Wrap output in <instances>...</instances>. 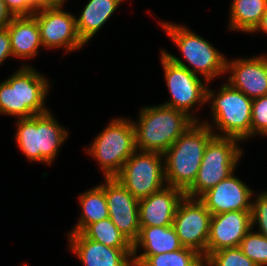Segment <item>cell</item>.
<instances>
[{
	"mask_svg": "<svg viewBox=\"0 0 267 266\" xmlns=\"http://www.w3.org/2000/svg\"><path fill=\"white\" fill-rule=\"evenodd\" d=\"M132 261L133 266H205L203 256L187 247L151 256H132Z\"/></svg>",
	"mask_w": 267,
	"mask_h": 266,
	"instance_id": "cb8c5ba5",
	"label": "cell"
},
{
	"mask_svg": "<svg viewBox=\"0 0 267 266\" xmlns=\"http://www.w3.org/2000/svg\"><path fill=\"white\" fill-rule=\"evenodd\" d=\"M211 216L199 198L184 196L178 205L172 224L181 245L196 250L204 260Z\"/></svg>",
	"mask_w": 267,
	"mask_h": 266,
	"instance_id": "8fae6325",
	"label": "cell"
},
{
	"mask_svg": "<svg viewBox=\"0 0 267 266\" xmlns=\"http://www.w3.org/2000/svg\"><path fill=\"white\" fill-rule=\"evenodd\" d=\"M255 197L251 207L252 228L257 224L258 232L267 237V191Z\"/></svg>",
	"mask_w": 267,
	"mask_h": 266,
	"instance_id": "f1b7e54d",
	"label": "cell"
},
{
	"mask_svg": "<svg viewBox=\"0 0 267 266\" xmlns=\"http://www.w3.org/2000/svg\"><path fill=\"white\" fill-rule=\"evenodd\" d=\"M267 10V0H233L229 29L252 33Z\"/></svg>",
	"mask_w": 267,
	"mask_h": 266,
	"instance_id": "7402d4cb",
	"label": "cell"
},
{
	"mask_svg": "<svg viewBox=\"0 0 267 266\" xmlns=\"http://www.w3.org/2000/svg\"><path fill=\"white\" fill-rule=\"evenodd\" d=\"M14 17L33 16L40 9V0H4Z\"/></svg>",
	"mask_w": 267,
	"mask_h": 266,
	"instance_id": "f546056e",
	"label": "cell"
},
{
	"mask_svg": "<svg viewBox=\"0 0 267 266\" xmlns=\"http://www.w3.org/2000/svg\"><path fill=\"white\" fill-rule=\"evenodd\" d=\"M81 233L86 238L111 248H133V244L118 230L109 217L89 224Z\"/></svg>",
	"mask_w": 267,
	"mask_h": 266,
	"instance_id": "d4e9b609",
	"label": "cell"
},
{
	"mask_svg": "<svg viewBox=\"0 0 267 266\" xmlns=\"http://www.w3.org/2000/svg\"><path fill=\"white\" fill-rule=\"evenodd\" d=\"M260 135L261 136H267V128Z\"/></svg>",
	"mask_w": 267,
	"mask_h": 266,
	"instance_id": "e575fe53",
	"label": "cell"
},
{
	"mask_svg": "<svg viewBox=\"0 0 267 266\" xmlns=\"http://www.w3.org/2000/svg\"><path fill=\"white\" fill-rule=\"evenodd\" d=\"M9 32L11 51L16 58H34L42 46L37 20L34 16L14 17L6 27Z\"/></svg>",
	"mask_w": 267,
	"mask_h": 266,
	"instance_id": "d6986e66",
	"label": "cell"
},
{
	"mask_svg": "<svg viewBox=\"0 0 267 266\" xmlns=\"http://www.w3.org/2000/svg\"><path fill=\"white\" fill-rule=\"evenodd\" d=\"M139 247L143 249L141 254L138 253ZM182 247L173 226H140L139 236L133 243V256L157 255Z\"/></svg>",
	"mask_w": 267,
	"mask_h": 266,
	"instance_id": "ffe728a7",
	"label": "cell"
},
{
	"mask_svg": "<svg viewBox=\"0 0 267 266\" xmlns=\"http://www.w3.org/2000/svg\"><path fill=\"white\" fill-rule=\"evenodd\" d=\"M160 24L177 48H179L187 62L185 63L162 49L174 63L187 68L196 75L200 74L205 82L208 83L213 78L226 73V56L221 54L209 41L186 28L185 25H175V23L169 22H160Z\"/></svg>",
	"mask_w": 267,
	"mask_h": 266,
	"instance_id": "277c9868",
	"label": "cell"
},
{
	"mask_svg": "<svg viewBox=\"0 0 267 266\" xmlns=\"http://www.w3.org/2000/svg\"><path fill=\"white\" fill-rule=\"evenodd\" d=\"M86 151L98 161L105 178L116 177L125 161L136 151L132 120L113 119Z\"/></svg>",
	"mask_w": 267,
	"mask_h": 266,
	"instance_id": "ba28073f",
	"label": "cell"
},
{
	"mask_svg": "<svg viewBox=\"0 0 267 266\" xmlns=\"http://www.w3.org/2000/svg\"><path fill=\"white\" fill-rule=\"evenodd\" d=\"M252 229L251 210L230 211L212 215L206 258L213 252L239 247L245 235Z\"/></svg>",
	"mask_w": 267,
	"mask_h": 266,
	"instance_id": "5bb4252c",
	"label": "cell"
},
{
	"mask_svg": "<svg viewBox=\"0 0 267 266\" xmlns=\"http://www.w3.org/2000/svg\"><path fill=\"white\" fill-rule=\"evenodd\" d=\"M267 128V95L255 98L251 110V138Z\"/></svg>",
	"mask_w": 267,
	"mask_h": 266,
	"instance_id": "83f0119b",
	"label": "cell"
},
{
	"mask_svg": "<svg viewBox=\"0 0 267 266\" xmlns=\"http://www.w3.org/2000/svg\"><path fill=\"white\" fill-rule=\"evenodd\" d=\"M66 0H40V9L44 6H63Z\"/></svg>",
	"mask_w": 267,
	"mask_h": 266,
	"instance_id": "d6a6232c",
	"label": "cell"
},
{
	"mask_svg": "<svg viewBox=\"0 0 267 266\" xmlns=\"http://www.w3.org/2000/svg\"><path fill=\"white\" fill-rule=\"evenodd\" d=\"M212 124L195 121L163 154L166 185L186 191L195 181L208 142L215 136Z\"/></svg>",
	"mask_w": 267,
	"mask_h": 266,
	"instance_id": "6da1fadb",
	"label": "cell"
},
{
	"mask_svg": "<svg viewBox=\"0 0 267 266\" xmlns=\"http://www.w3.org/2000/svg\"><path fill=\"white\" fill-rule=\"evenodd\" d=\"M21 67L0 83V114L23 119L48 112L49 81L31 66Z\"/></svg>",
	"mask_w": 267,
	"mask_h": 266,
	"instance_id": "3957f363",
	"label": "cell"
},
{
	"mask_svg": "<svg viewBox=\"0 0 267 266\" xmlns=\"http://www.w3.org/2000/svg\"><path fill=\"white\" fill-rule=\"evenodd\" d=\"M256 31H260V32L262 31V32H265L267 34V10L263 14V17H262L260 24L252 33L254 34Z\"/></svg>",
	"mask_w": 267,
	"mask_h": 266,
	"instance_id": "836d02e7",
	"label": "cell"
},
{
	"mask_svg": "<svg viewBox=\"0 0 267 266\" xmlns=\"http://www.w3.org/2000/svg\"><path fill=\"white\" fill-rule=\"evenodd\" d=\"M160 57L166 85L171 94V100L162 105L183 111L194 121H201L195 115L193 116V113L190 111L196 104L201 106L206 103L208 82L204 84L199 75L174 63L162 50Z\"/></svg>",
	"mask_w": 267,
	"mask_h": 266,
	"instance_id": "30bf717a",
	"label": "cell"
},
{
	"mask_svg": "<svg viewBox=\"0 0 267 266\" xmlns=\"http://www.w3.org/2000/svg\"><path fill=\"white\" fill-rule=\"evenodd\" d=\"M82 215L69 233H81L89 224L109 217L104 188L99 184L79 195Z\"/></svg>",
	"mask_w": 267,
	"mask_h": 266,
	"instance_id": "603a6c76",
	"label": "cell"
},
{
	"mask_svg": "<svg viewBox=\"0 0 267 266\" xmlns=\"http://www.w3.org/2000/svg\"><path fill=\"white\" fill-rule=\"evenodd\" d=\"M211 102L212 121L219 137H232L241 142L251 137V110L253 99L232 88L227 82L217 93L207 87L206 103Z\"/></svg>",
	"mask_w": 267,
	"mask_h": 266,
	"instance_id": "8992f818",
	"label": "cell"
},
{
	"mask_svg": "<svg viewBox=\"0 0 267 266\" xmlns=\"http://www.w3.org/2000/svg\"><path fill=\"white\" fill-rule=\"evenodd\" d=\"M69 249L84 266H133V248H111L82 233H67Z\"/></svg>",
	"mask_w": 267,
	"mask_h": 266,
	"instance_id": "e0dca14e",
	"label": "cell"
},
{
	"mask_svg": "<svg viewBox=\"0 0 267 266\" xmlns=\"http://www.w3.org/2000/svg\"><path fill=\"white\" fill-rule=\"evenodd\" d=\"M164 156L158 152L136 150L115 177L138 200L166 185ZM165 184V185H164Z\"/></svg>",
	"mask_w": 267,
	"mask_h": 266,
	"instance_id": "9c48e42d",
	"label": "cell"
},
{
	"mask_svg": "<svg viewBox=\"0 0 267 266\" xmlns=\"http://www.w3.org/2000/svg\"><path fill=\"white\" fill-rule=\"evenodd\" d=\"M63 6H44L33 16L37 20L43 48H65L66 53L81 49L85 43L80 39L76 16L62 10Z\"/></svg>",
	"mask_w": 267,
	"mask_h": 266,
	"instance_id": "7c38bea8",
	"label": "cell"
},
{
	"mask_svg": "<svg viewBox=\"0 0 267 266\" xmlns=\"http://www.w3.org/2000/svg\"><path fill=\"white\" fill-rule=\"evenodd\" d=\"M226 73L229 71L228 84L251 99L267 95V55L226 59Z\"/></svg>",
	"mask_w": 267,
	"mask_h": 266,
	"instance_id": "9a60e30c",
	"label": "cell"
},
{
	"mask_svg": "<svg viewBox=\"0 0 267 266\" xmlns=\"http://www.w3.org/2000/svg\"><path fill=\"white\" fill-rule=\"evenodd\" d=\"M109 218L118 230L133 244L140 233L139 200L115 177L104 178Z\"/></svg>",
	"mask_w": 267,
	"mask_h": 266,
	"instance_id": "4fadbf2b",
	"label": "cell"
},
{
	"mask_svg": "<svg viewBox=\"0 0 267 266\" xmlns=\"http://www.w3.org/2000/svg\"><path fill=\"white\" fill-rule=\"evenodd\" d=\"M253 190L234 173L205 192L199 199L211 215L230 211L251 210Z\"/></svg>",
	"mask_w": 267,
	"mask_h": 266,
	"instance_id": "2e32d148",
	"label": "cell"
},
{
	"mask_svg": "<svg viewBox=\"0 0 267 266\" xmlns=\"http://www.w3.org/2000/svg\"><path fill=\"white\" fill-rule=\"evenodd\" d=\"M206 266H257L239 247L225 248L211 253L204 262Z\"/></svg>",
	"mask_w": 267,
	"mask_h": 266,
	"instance_id": "4316f807",
	"label": "cell"
},
{
	"mask_svg": "<svg viewBox=\"0 0 267 266\" xmlns=\"http://www.w3.org/2000/svg\"><path fill=\"white\" fill-rule=\"evenodd\" d=\"M123 0H89L79 18L76 17L77 31L86 44L113 15Z\"/></svg>",
	"mask_w": 267,
	"mask_h": 266,
	"instance_id": "44dd1931",
	"label": "cell"
},
{
	"mask_svg": "<svg viewBox=\"0 0 267 266\" xmlns=\"http://www.w3.org/2000/svg\"><path fill=\"white\" fill-rule=\"evenodd\" d=\"M138 117L139 122L132 121L136 150L161 154L195 122L185 112L162 104L141 108Z\"/></svg>",
	"mask_w": 267,
	"mask_h": 266,
	"instance_id": "7a4b0ae2",
	"label": "cell"
},
{
	"mask_svg": "<svg viewBox=\"0 0 267 266\" xmlns=\"http://www.w3.org/2000/svg\"><path fill=\"white\" fill-rule=\"evenodd\" d=\"M16 144L30 162L51 165L68 131L54 118L51 111L31 118L17 119Z\"/></svg>",
	"mask_w": 267,
	"mask_h": 266,
	"instance_id": "5b68a950",
	"label": "cell"
},
{
	"mask_svg": "<svg viewBox=\"0 0 267 266\" xmlns=\"http://www.w3.org/2000/svg\"><path fill=\"white\" fill-rule=\"evenodd\" d=\"M185 192L176 187L165 185L139 200L140 226H172L179 203Z\"/></svg>",
	"mask_w": 267,
	"mask_h": 266,
	"instance_id": "ac0fdd59",
	"label": "cell"
},
{
	"mask_svg": "<svg viewBox=\"0 0 267 266\" xmlns=\"http://www.w3.org/2000/svg\"><path fill=\"white\" fill-rule=\"evenodd\" d=\"M251 230L242 239L239 248L257 266H267V237Z\"/></svg>",
	"mask_w": 267,
	"mask_h": 266,
	"instance_id": "484cf974",
	"label": "cell"
},
{
	"mask_svg": "<svg viewBox=\"0 0 267 266\" xmlns=\"http://www.w3.org/2000/svg\"><path fill=\"white\" fill-rule=\"evenodd\" d=\"M14 16L8 10L4 0H0V28H6Z\"/></svg>",
	"mask_w": 267,
	"mask_h": 266,
	"instance_id": "1f68e13d",
	"label": "cell"
},
{
	"mask_svg": "<svg viewBox=\"0 0 267 266\" xmlns=\"http://www.w3.org/2000/svg\"><path fill=\"white\" fill-rule=\"evenodd\" d=\"M239 139L214 136L207 144L194 183L185 196L200 198L205 192L233 174L240 161L242 149Z\"/></svg>",
	"mask_w": 267,
	"mask_h": 266,
	"instance_id": "52a82bcc",
	"label": "cell"
},
{
	"mask_svg": "<svg viewBox=\"0 0 267 266\" xmlns=\"http://www.w3.org/2000/svg\"><path fill=\"white\" fill-rule=\"evenodd\" d=\"M9 57H13L9 32L7 28H0V65Z\"/></svg>",
	"mask_w": 267,
	"mask_h": 266,
	"instance_id": "4dcf8cb0",
	"label": "cell"
}]
</instances>
